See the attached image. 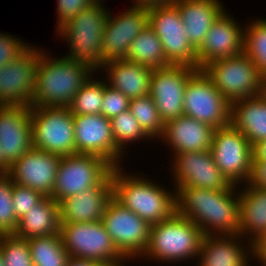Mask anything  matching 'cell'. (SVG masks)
<instances>
[{
	"mask_svg": "<svg viewBox=\"0 0 266 266\" xmlns=\"http://www.w3.org/2000/svg\"><path fill=\"white\" fill-rule=\"evenodd\" d=\"M237 189V190H236ZM180 187L176 191V212L195 223L203 235L238 234L239 191Z\"/></svg>",
	"mask_w": 266,
	"mask_h": 266,
	"instance_id": "obj_1",
	"label": "cell"
},
{
	"mask_svg": "<svg viewBox=\"0 0 266 266\" xmlns=\"http://www.w3.org/2000/svg\"><path fill=\"white\" fill-rule=\"evenodd\" d=\"M47 53L40 50L30 107H68L84 83L93 73L96 74V70L86 63L64 56L51 58Z\"/></svg>",
	"mask_w": 266,
	"mask_h": 266,
	"instance_id": "obj_2",
	"label": "cell"
},
{
	"mask_svg": "<svg viewBox=\"0 0 266 266\" xmlns=\"http://www.w3.org/2000/svg\"><path fill=\"white\" fill-rule=\"evenodd\" d=\"M122 166L111 170L112 197L150 225L170 218L176 212V192L146 177L128 175ZM155 183V184H154Z\"/></svg>",
	"mask_w": 266,
	"mask_h": 266,
	"instance_id": "obj_3",
	"label": "cell"
},
{
	"mask_svg": "<svg viewBox=\"0 0 266 266\" xmlns=\"http://www.w3.org/2000/svg\"><path fill=\"white\" fill-rule=\"evenodd\" d=\"M102 2L87 6L56 31L69 44L65 57L86 63L97 73L103 65V33L109 15Z\"/></svg>",
	"mask_w": 266,
	"mask_h": 266,
	"instance_id": "obj_4",
	"label": "cell"
},
{
	"mask_svg": "<svg viewBox=\"0 0 266 266\" xmlns=\"http://www.w3.org/2000/svg\"><path fill=\"white\" fill-rule=\"evenodd\" d=\"M203 237L195 223L175 212L170 218L151 225L149 243L142 257L162 263L194 259L198 257Z\"/></svg>",
	"mask_w": 266,
	"mask_h": 266,
	"instance_id": "obj_5",
	"label": "cell"
},
{
	"mask_svg": "<svg viewBox=\"0 0 266 266\" xmlns=\"http://www.w3.org/2000/svg\"><path fill=\"white\" fill-rule=\"evenodd\" d=\"M63 246L69 257L98 261L106 266H125L127 259L114 245L101 221L60 223Z\"/></svg>",
	"mask_w": 266,
	"mask_h": 266,
	"instance_id": "obj_6",
	"label": "cell"
},
{
	"mask_svg": "<svg viewBox=\"0 0 266 266\" xmlns=\"http://www.w3.org/2000/svg\"><path fill=\"white\" fill-rule=\"evenodd\" d=\"M202 70L230 104L262 94L263 78L256 64L244 52L213 61Z\"/></svg>",
	"mask_w": 266,
	"mask_h": 266,
	"instance_id": "obj_7",
	"label": "cell"
},
{
	"mask_svg": "<svg viewBox=\"0 0 266 266\" xmlns=\"http://www.w3.org/2000/svg\"><path fill=\"white\" fill-rule=\"evenodd\" d=\"M32 146L60 156L76 154L74 118L69 107H31Z\"/></svg>",
	"mask_w": 266,
	"mask_h": 266,
	"instance_id": "obj_8",
	"label": "cell"
},
{
	"mask_svg": "<svg viewBox=\"0 0 266 266\" xmlns=\"http://www.w3.org/2000/svg\"><path fill=\"white\" fill-rule=\"evenodd\" d=\"M112 168L106 160L96 155L76 153L62 156L51 198L60 203L67 197L98 186Z\"/></svg>",
	"mask_w": 266,
	"mask_h": 266,
	"instance_id": "obj_9",
	"label": "cell"
},
{
	"mask_svg": "<svg viewBox=\"0 0 266 266\" xmlns=\"http://www.w3.org/2000/svg\"><path fill=\"white\" fill-rule=\"evenodd\" d=\"M101 222L116 248L128 261L141 258L150 238L151 225L147 221L112 197L105 207Z\"/></svg>",
	"mask_w": 266,
	"mask_h": 266,
	"instance_id": "obj_10",
	"label": "cell"
},
{
	"mask_svg": "<svg viewBox=\"0 0 266 266\" xmlns=\"http://www.w3.org/2000/svg\"><path fill=\"white\" fill-rule=\"evenodd\" d=\"M184 115L215 129L230 124L231 104L201 69L188 79L184 91Z\"/></svg>",
	"mask_w": 266,
	"mask_h": 266,
	"instance_id": "obj_11",
	"label": "cell"
},
{
	"mask_svg": "<svg viewBox=\"0 0 266 266\" xmlns=\"http://www.w3.org/2000/svg\"><path fill=\"white\" fill-rule=\"evenodd\" d=\"M149 25L159 37L166 60L199 70L197 50L191 45L175 4L149 8Z\"/></svg>",
	"mask_w": 266,
	"mask_h": 266,
	"instance_id": "obj_12",
	"label": "cell"
},
{
	"mask_svg": "<svg viewBox=\"0 0 266 266\" xmlns=\"http://www.w3.org/2000/svg\"><path fill=\"white\" fill-rule=\"evenodd\" d=\"M210 151L217 167L231 184L238 186L248 182L253 146L242 132L231 124L215 129Z\"/></svg>",
	"mask_w": 266,
	"mask_h": 266,
	"instance_id": "obj_13",
	"label": "cell"
},
{
	"mask_svg": "<svg viewBox=\"0 0 266 266\" xmlns=\"http://www.w3.org/2000/svg\"><path fill=\"white\" fill-rule=\"evenodd\" d=\"M39 58L40 49L31 46L18 58L0 67V105L32 104Z\"/></svg>",
	"mask_w": 266,
	"mask_h": 266,
	"instance_id": "obj_14",
	"label": "cell"
},
{
	"mask_svg": "<svg viewBox=\"0 0 266 266\" xmlns=\"http://www.w3.org/2000/svg\"><path fill=\"white\" fill-rule=\"evenodd\" d=\"M196 70L186 65H168L152 70L149 95L164 123L184 115V91L189 77Z\"/></svg>",
	"mask_w": 266,
	"mask_h": 266,
	"instance_id": "obj_15",
	"label": "cell"
},
{
	"mask_svg": "<svg viewBox=\"0 0 266 266\" xmlns=\"http://www.w3.org/2000/svg\"><path fill=\"white\" fill-rule=\"evenodd\" d=\"M73 118L77 154L102 157L113 168L122 165L119 162L126 153L115 145L110 119L101 114L73 115Z\"/></svg>",
	"mask_w": 266,
	"mask_h": 266,
	"instance_id": "obj_16",
	"label": "cell"
},
{
	"mask_svg": "<svg viewBox=\"0 0 266 266\" xmlns=\"http://www.w3.org/2000/svg\"><path fill=\"white\" fill-rule=\"evenodd\" d=\"M172 158L175 191L180 187L228 190L233 185L217 167L210 150L177 153Z\"/></svg>",
	"mask_w": 266,
	"mask_h": 266,
	"instance_id": "obj_17",
	"label": "cell"
},
{
	"mask_svg": "<svg viewBox=\"0 0 266 266\" xmlns=\"http://www.w3.org/2000/svg\"><path fill=\"white\" fill-rule=\"evenodd\" d=\"M61 157L32 147L8 167L6 175L18 185L51 197Z\"/></svg>",
	"mask_w": 266,
	"mask_h": 266,
	"instance_id": "obj_18",
	"label": "cell"
},
{
	"mask_svg": "<svg viewBox=\"0 0 266 266\" xmlns=\"http://www.w3.org/2000/svg\"><path fill=\"white\" fill-rule=\"evenodd\" d=\"M149 24V8L131 7L118 16L108 15L103 33V64L126 59L133 39Z\"/></svg>",
	"mask_w": 266,
	"mask_h": 266,
	"instance_id": "obj_19",
	"label": "cell"
},
{
	"mask_svg": "<svg viewBox=\"0 0 266 266\" xmlns=\"http://www.w3.org/2000/svg\"><path fill=\"white\" fill-rule=\"evenodd\" d=\"M30 117V106L0 105V145L5 172L33 147Z\"/></svg>",
	"mask_w": 266,
	"mask_h": 266,
	"instance_id": "obj_20",
	"label": "cell"
},
{
	"mask_svg": "<svg viewBox=\"0 0 266 266\" xmlns=\"http://www.w3.org/2000/svg\"><path fill=\"white\" fill-rule=\"evenodd\" d=\"M225 11L213 22L202 45L197 49L198 67L201 70L213 61L243 52L244 27Z\"/></svg>",
	"mask_w": 266,
	"mask_h": 266,
	"instance_id": "obj_21",
	"label": "cell"
},
{
	"mask_svg": "<svg viewBox=\"0 0 266 266\" xmlns=\"http://www.w3.org/2000/svg\"><path fill=\"white\" fill-rule=\"evenodd\" d=\"M112 198L111 173L98 185L59 203L60 223L101 221L105 207Z\"/></svg>",
	"mask_w": 266,
	"mask_h": 266,
	"instance_id": "obj_22",
	"label": "cell"
},
{
	"mask_svg": "<svg viewBox=\"0 0 266 266\" xmlns=\"http://www.w3.org/2000/svg\"><path fill=\"white\" fill-rule=\"evenodd\" d=\"M215 128L186 115L164 123L160 140L169 144L173 154L211 149Z\"/></svg>",
	"mask_w": 266,
	"mask_h": 266,
	"instance_id": "obj_23",
	"label": "cell"
},
{
	"mask_svg": "<svg viewBox=\"0 0 266 266\" xmlns=\"http://www.w3.org/2000/svg\"><path fill=\"white\" fill-rule=\"evenodd\" d=\"M241 239L243 237L239 234L205 235L197 258L198 265L250 266L249 260L252 259L248 258H253L252 243L245 245Z\"/></svg>",
	"mask_w": 266,
	"mask_h": 266,
	"instance_id": "obj_24",
	"label": "cell"
},
{
	"mask_svg": "<svg viewBox=\"0 0 266 266\" xmlns=\"http://www.w3.org/2000/svg\"><path fill=\"white\" fill-rule=\"evenodd\" d=\"M152 70L148 66L126 59L104 63L100 68V72H107L108 85L129 99L149 95Z\"/></svg>",
	"mask_w": 266,
	"mask_h": 266,
	"instance_id": "obj_25",
	"label": "cell"
},
{
	"mask_svg": "<svg viewBox=\"0 0 266 266\" xmlns=\"http://www.w3.org/2000/svg\"><path fill=\"white\" fill-rule=\"evenodd\" d=\"M180 12L191 45L197 50L213 22L225 10L219 0H177L174 3Z\"/></svg>",
	"mask_w": 266,
	"mask_h": 266,
	"instance_id": "obj_26",
	"label": "cell"
},
{
	"mask_svg": "<svg viewBox=\"0 0 266 266\" xmlns=\"http://www.w3.org/2000/svg\"><path fill=\"white\" fill-rule=\"evenodd\" d=\"M230 124L254 147L266 140V98L260 94L231 103Z\"/></svg>",
	"mask_w": 266,
	"mask_h": 266,
	"instance_id": "obj_27",
	"label": "cell"
},
{
	"mask_svg": "<svg viewBox=\"0 0 266 266\" xmlns=\"http://www.w3.org/2000/svg\"><path fill=\"white\" fill-rule=\"evenodd\" d=\"M239 191V211L241 237L249 236L246 242L252 243L266 232V190L254 188L247 183Z\"/></svg>",
	"mask_w": 266,
	"mask_h": 266,
	"instance_id": "obj_28",
	"label": "cell"
},
{
	"mask_svg": "<svg viewBox=\"0 0 266 266\" xmlns=\"http://www.w3.org/2000/svg\"><path fill=\"white\" fill-rule=\"evenodd\" d=\"M59 203L45 196L19 219L15 235L24 239L59 234Z\"/></svg>",
	"mask_w": 266,
	"mask_h": 266,
	"instance_id": "obj_29",
	"label": "cell"
},
{
	"mask_svg": "<svg viewBox=\"0 0 266 266\" xmlns=\"http://www.w3.org/2000/svg\"><path fill=\"white\" fill-rule=\"evenodd\" d=\"M126 60L152 69L171 65L166 60L159 37L149 24L133 39L127 50Z\"/></svg>",
	"mask_w": 266,
	"mask_h": 266,
	"instance_id": "obj_30",
	"label": "cell"
},
{
	"mask_svg": "<svg viewBox=\"0 0 266 266\" xmlns=\"http://www.w3.org/2000/svg\"><path fill=\"white\" fill-rule=\"evenodd\" d=\"M34 266H66L69 254L59 234L28 239Z\"/></svg>",
	"mask_w": 266,
	"mask_h": 266,
	"instance_id": "obj_31",
	"label": "cell"
},
{
	"mask_svg": "<svg viewBox=\"0 0 266 266\" xmlns=\"http://www.w3.org/2000/svg\"><path fill=\"white\" fill-rule=\"evenodd\" d=\"M243 52L256 64L266 78V19H256L244 26Z\"/></svg>",
	"mask_w": 266,
	"mask_h": 266,
	"instance_id": "obj_32",
	"label": "cell"
},
{
	"mask_svg": "<svg viewBox=\"0 0 266 266\" xmlns=\"http://www.w3.org/2000/svg\"><path fill=\"white\" fill-rule=\"evenodd\" d=\"M129 110L151 140L163 134L164 122L150 95L130 99Z\"/></svg>",
	"mask_w": 266,
	"mask_h": 266,
	"instance_id": "obj_33",
	"label": "cell"
},
{
	"mask_svg": "<svg viewBox=\"0 0 266 266\" xmlns=\"http://www.w3.org/2000/svg\"><path fill=\"white\" fill-rule=\"evenodd\" d=\"M103 95L104 79L97 81L90 77L76 93L68 107L73 115L101 114Z\"/></svg>",
	"mask_w": 266,
	"mask_h": 266,
	"instance_id": "obj_34",
	"label": "cell"
},
{
	"mask_svg": "<svg viewBox=\"0 0 266 266\" xmlns=\"http://www.w3.org/2000/svg\"><path fill=\"white\" fill-rule=\"evenodd\" d=\"M115 145L123 152H126L127 144L138 140L151 139L140 127L136 118L130 110L123 111L110 119ZM126 145V146H124Z\"/></svg>",
	"mask_w": 266,
	"mask_h": 266,
	"instance_id": "obj_35",
	"label": "cell"
},
{
	"mask_svg": "<svg viewBox=\"0 0 266 266\" xmlns=\"http://www.w3.org/2000/svg\"><path fill=\"white\" fill-rule=\"evenodd\" d=\"M0 250L5 266H34L28 239L14 233L0 234Z\"/></svg>",
	"mask_w": 266,
	"mask_h": 266,
	"instance_id": "obj_36",
	"label": "cell"
},
{
	"mask_svg": "<svg viewBox=\"0 0 266 266\" xmlns=\"http://www.w3.org/2000/svg\"><path fill=\"white\" fill-rule=\"evenodd\" d=\"M14 182L6 175L0 176V234L15 233L18 219L13 208Z\"/></svg>",
	"mask_w": 266,
	"mask_h": 266,
	"instance_id": "obj_37",
	"label": "cell"
},
{
	"mask_svg": "<svg viewBox=\"0 0 266 266\" xmlns=\"http://www.w3.org/2000/svg\"><path fill=\"white\" fill-rule=\"evenodd\" d=\"M44 197L45 196L39 191L14 183L12 201L17 219L19 220L26 214V212L35 208V205H37Z\"/></svg>",
	"mask_w": 266,
	"mask_h": 266,
	"instance_id": "obj_38",
	"label": "cell"
},
{
	"mask_svg": "<svg viewBox=\"0 0 266 266\" xmlns=\"http://www.w3.org/2000/svg\"><path fill=\"white\" fill-rule=\"evenodd\" d=\"M104 81L101 115L111 119L129 109L130 99Z\"/></svg>",
	"mask_w": 266,
	"mask_h": 266,
	"instance_id": "obj_39",
	"label": "cell"
},
{
	"mask_svg": "<svg viewBox=\"0 0 266 266\" xmlns=\"http://www.w3.org/2000/svg\"><path fill=\"white\" fill-rule=\"evenodd\" d=\"M7 33H0V67L18 58L29 46L23 40Z\"/></svg>",
	"mask_w": 266,
	"mask_h": 266,
	"instance_id": "obj_40",
	"label": "cell"
},
{
	"mask_svg": "<svg viewBox=\"0 0 266 266\" xmlns=\"http://www.w3.org/2000/svg\"><path fill=\"white\" fill-rule=\"evenodd\" d=\"M57 29L73 19L80 11L93 4L96 0H57Z\"/></svg>",
	"mask_w": 266,
	"mask_h": 266,
	"instance_id": "obj_41",
	"label": "cell"
},
{
	"mask_svg": "<svg viewBox=\"0 0 266 266\" xmlns=\"http://www.w3.org/2000/svg\"><path fill=\"white\" fill-rule=\"evenodd\" d=\"M249 186L266 190V162H252Z\"/></svg>",
	"mask_w": 266,
	"mask_h": 266,
	"instance_id": "obj_42",
	"label": "cell"
},
{
	"mask_svg": "<svg viewBox=\"0 0 266 266\" xmlns=\"http://www.w3.org/2000/svg\"><path fill=\"white\" fill-rule=\"evenodd\" d=\"M252 255L259 264H266V232L252 242Z\"/></svg>",
	"mask_w": 266,
	"mask_h": 266,
	"instance_id": "obj_43",
	"label": "cell"
},
{
	"mask_svg": "<svg viewBox=\"0 0 266 266\" xmlns=\"http://www.w3.org/2000/svg\"><path fill=\"white\" fill-rule=\"evenodd\" d=\"M133 7L152 8L157 6H165L174 4L177 0H133Z\"/></svg>",
	"mask_w": 266,
	"mask_h": 266,
	"instance_id": "obj_44",
	"label": "cell"
},
{
	"mask_svg": "<svg viewBox=\"0 0 266 266\" xmlns=\"http://www.w3.org/2000/svg\"><path fill=\"white\" fill-rule=\"evenodd\" d=\"M252 162H266V140L257 143L253 147Z\"/></svg>",
	"mask_w": 266,
	"mask_h": 266,
	"instance_id": "obj_45",
	"label": "cell"
},
{
	"mask_svg": "<svg viewBox=\"0 0 266 266\" xmlns=\"http://www.w3.org/2000/svg\"><path fill=\"white\" fill-rule=\"evenodd\" d=\"M66 266H106V265L98 261L70 257L66 263Z\"/></svg>",
	"mask_w": 266,
	"mask_h": 266,
	"instance_id": "obj_46",
	"label": "cell"
},
{
	"mask_svg": "<svg viewBox=\"0 0 266 266\" xmlns=\"http://www.w3.org/2000/svg\"><path fill=\"white\" fill-rule=\"evenodd\" d=\"M2 146L0 145V176L6 174L3 170V157H2Z\"/></svg>",
	"mask_w": 266,
	"mask_h": 266,
	"instance_id": "obj_47",
	"label": "cell"
},
{
	"mask_svg": "<svg viewBox=\"0 0 266 266\" xmlns=\"http://www.w3.org/2000/svg\"><path fill=\"white\" fill-rule=\"evenodd\" d=\"M262 95L266 98V78L263 79Z\"/></svg>",
	"mask_w": 266,
	"mask_h": 266,
	"instance_id": "obj_48",
	"label": "cell"
},
{
	"mask_svg": "<svg viewBox=\"0 0 266 266\" xmlns=\"http://www.w3.org/2000/svg\"><path fill=\"white\" fill-rule=\"evenodd\" d=\"M0 266H5L4 265V258H3V255L1 253V250H0Z\"/></svg>",
	"mask_w": 266,
	"mask_h": 266,
	"instance_id": "obj_49",
	"label": "cell"
}]
</instances>
